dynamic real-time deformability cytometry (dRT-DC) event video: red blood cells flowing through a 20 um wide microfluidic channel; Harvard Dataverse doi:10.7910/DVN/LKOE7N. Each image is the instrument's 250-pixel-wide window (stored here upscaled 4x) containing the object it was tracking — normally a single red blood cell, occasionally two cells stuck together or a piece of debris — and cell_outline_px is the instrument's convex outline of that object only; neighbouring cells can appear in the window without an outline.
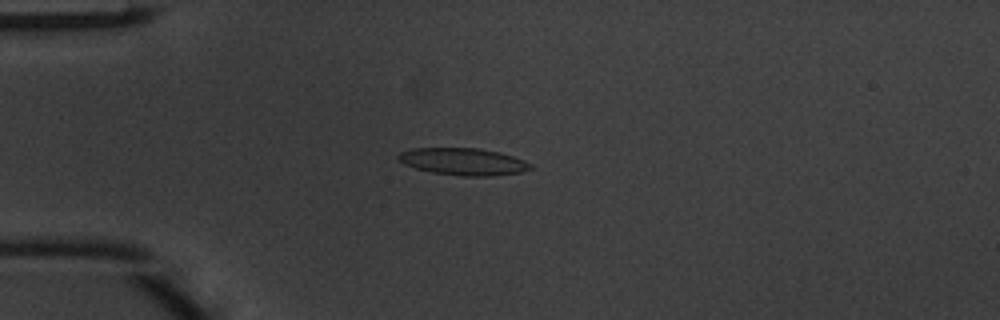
{"species": "common noctule bat (a hibernating species)", "species_latin": "Nyctalus noctula", "temperature_condition": "warm", "stored_images_in_passage": 48, "camera_frame_rate_fps": 3000, "um_per_image_px": 0.085, "animal": {"sex": "male", "body_mass_g": 20.1, "forearm_length_mm": 53.5}, "frame": {"image": 1, "passage_image": 12, "time_ms": 3.667, "image_size_px": [1000, 320], "cell_outline_px": [[532, 168], [520, 172], [488, 176], [464, 176], [432, 172], [416, 168], [404, 164], [396, 160], [396, 156], [400, 152], [412, 148], [480, 148], [500, 152], [524, 160], [532, 164]], "centroid_in_image_um": [39.34, 13.72], "position_along_channel_um": 45.7, "area_um2": 20.87}}
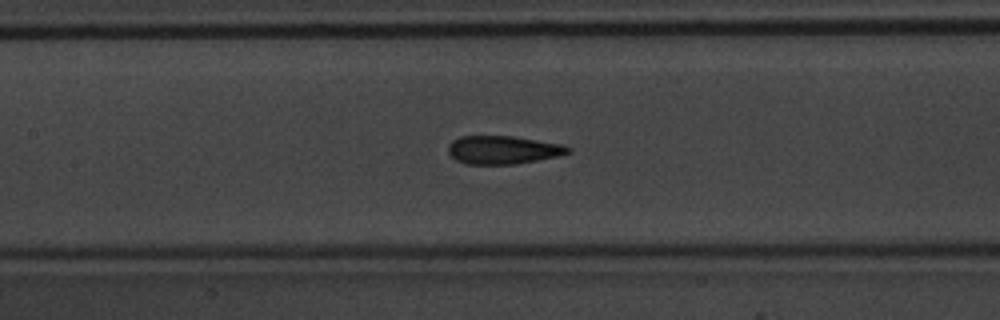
{"frame": {"image": 2, "passage_image": 22, "time_ms": 7.0, "image_size_px": [1000, 320], "cell_outline_px": [[572, 148], [568, 152], [556, 156], [516, 164], [468, 164], [456, 160], [448, 152], [448, 144], [452, 140], [460, 136], [512, 136], [560, 144]], "centroid_in_image_um": [42.69, 12.73], "position_along_channel_um": 164.7, "area_um2": 19.48}}
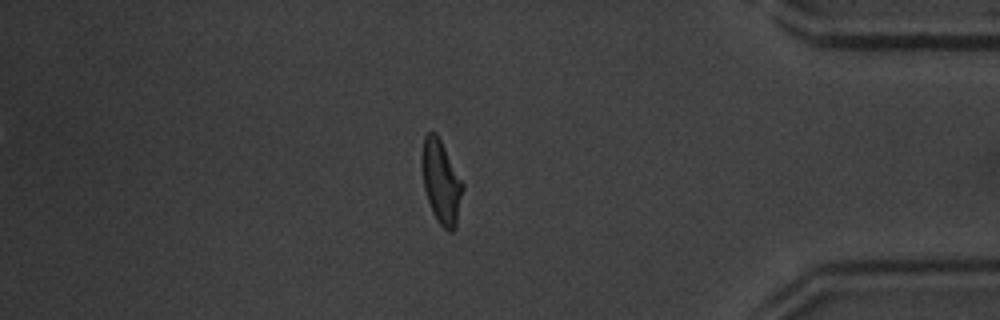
{"frame": {"image": 3, "passage_image": 41, "time_ms": 13.333, "image_size_px": [1000, 320], "cell_outline_px": [[464, 188], [456, 228], [452, 232], [448, 232], [436, 220], [432, 212], [424, 188], [420, 168], [420, 156], [424, 136], [428, 132], [436, 132], [464, 184]], "centroid_in_image_um": [37.48, 15.47], "position_along_channel_um": 397.7, "area_um2": 20.23}, "authors_computed_cell_mechanics": {"area_um2": 20.0277, "velocity_mm_per_s": 4.1593, "shape_relaxation_time_tau1_ms": 3.2266, "shape_relaxation_time_tau2_ms": 1.2653, "deformation_change_tau1": 0.1671, "deformation_change_tau2": 0.0958}}